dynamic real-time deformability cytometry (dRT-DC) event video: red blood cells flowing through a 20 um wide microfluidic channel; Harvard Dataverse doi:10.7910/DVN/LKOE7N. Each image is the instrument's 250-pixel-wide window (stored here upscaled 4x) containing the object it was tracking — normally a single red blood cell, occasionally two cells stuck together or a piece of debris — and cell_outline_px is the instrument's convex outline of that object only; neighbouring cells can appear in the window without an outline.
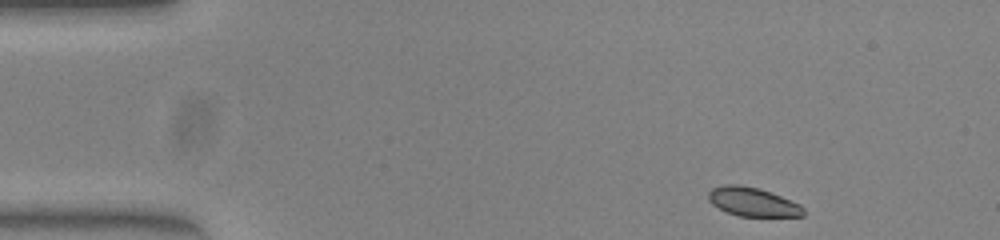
{"species": "common noctule bat (a hibernating species)", "species_latin": "Nyctalus noctula", "temperature_condition": "warm", "stored_images_in_passage": 46, "camera_frame_rate_fps": 3000, "um_per_image_px": 0.085, "animal": {"sex": "female", "body_mass_g": 23.0, "forearm_length_mm": 53.4}, "frame": {"image": 1, "passage_image": 1, "time_ms": 0.0, "image_size_px": [1000, 240], "cell_outline_px": [[804, 216], [740, 216], [728, 212], [712, 204], [708, 200], [708, 192], [712, 188], [724, 184], [736, 184], [760, 188], [800, 204], [804, 208]], "centroid_in_image_um": [63.97, 17.15], "position_along_channel_um": 21.0, "area_um2": 15.9}}
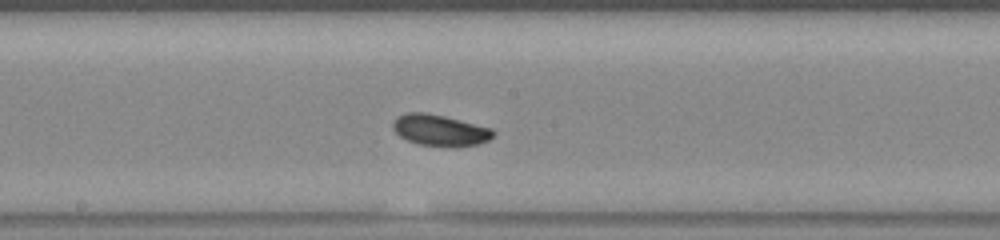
{"frame": {"image": 2, "passage_image": 22, "time_ms": 7.0, "image_size_px": [1000, 240], "cell_outline_px": [[496, 132], [488, 140], [480, 144], [456, 148], [452, 148], [416, 144], [400, 136], [392, 128], [392, 124], [396, 116], [408, 112], [424, 112], [444, 116], [492, 128]], "centroid_in_image_um": [37.4, 11.09], "position_along_channel_um": 210.8, "area_um2": 18.61}}
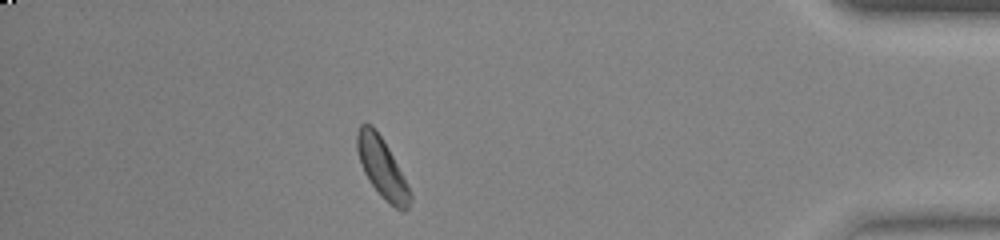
{"frame": {"image": 3, "passage_image": 40, "time_ms": 13.0, "image_size_px": [1000, 240], "cell_outline_px": [[412, 200], [408, 208], [404, 212], [400, 212], [384, 200], [368, 180], [364, 172], [356, 148], [356, 136], [360, 124], [372, 124], [388, 148], [408, 184], [412, 196]], "centroid_in_image_um": [32.49, 14.32], "position_along_channel_um": 402.7, "area_um2": 18.5}, "authors_computed_cell_mechanics": {"area_um2": 17.8313, "velocity_mm_per_s": 3.9702, "shape_relaxation_time_tau1_ms": 2.4968, "shape_relaxation_time_tau2_ms": null, "deformation_change_tau1": 0.0777, "deformation_change_tau2": null}}